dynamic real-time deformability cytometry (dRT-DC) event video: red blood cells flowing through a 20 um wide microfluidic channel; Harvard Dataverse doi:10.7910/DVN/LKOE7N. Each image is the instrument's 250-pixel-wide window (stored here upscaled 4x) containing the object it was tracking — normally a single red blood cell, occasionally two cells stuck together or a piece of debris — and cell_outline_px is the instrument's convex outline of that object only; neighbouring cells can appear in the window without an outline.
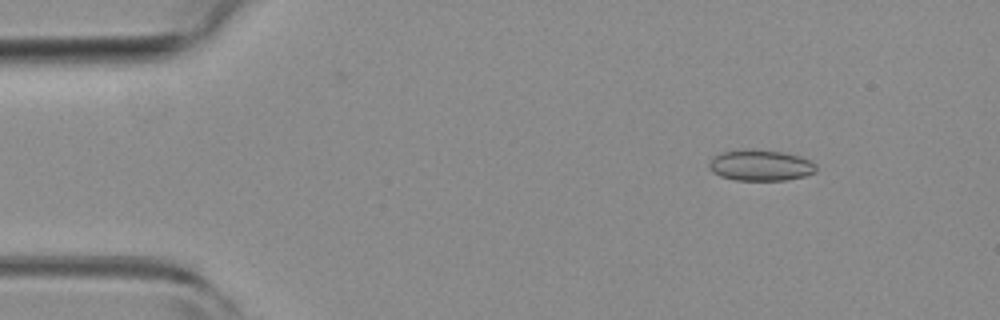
{"species": "common noctule bat (a hibernating species)", "species_latin": "Nyctalus noctula", "temperature_condition": "room temperature", "stored_images_in_passage": 7, "camera_frame_rate_fps": 3000, "um_per_image_px": 0.085, "animal": {"sex": "female", "body_mass_g": 19.3, "forearm_length_mm": 54.1}, "frame": {"image": 1, "passage_image": 2, "time_ms": 0.333, "image_size_px": [1000, 320], "cell_outline_px": [[816, 172], [804, 176], [788, 180], [736, 180], [720, 176], [712, 172], [708, 168], [708, 164], [712, 156], [720, 152], [744, 148], [756, 148], [784, 152], [800, 156], [812, 160], [816, 164]], "centroid_in_image_um": [64.62, 14.02], "position_along_channel_um": 20.4, "area_um2": 19.94}}
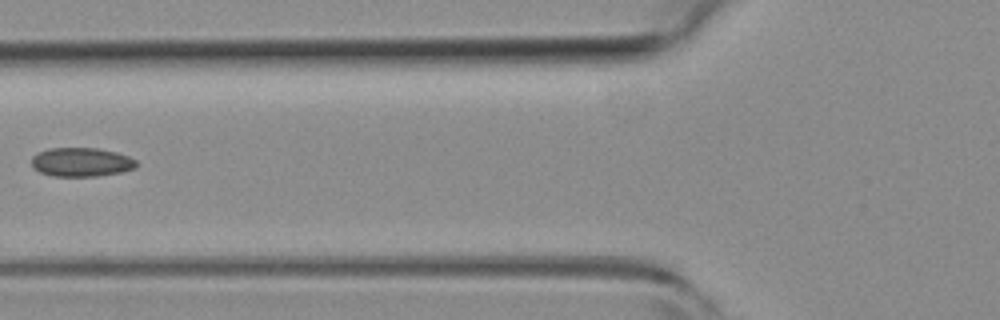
{"frame": {"image": 2, "passage_image": 6, "time_ms": 1.667, "image_size_px": [1000, 320], "cell_outline_px": [[136, 168], [120, 172], [100, 176], [52, 176], [40, 172], [32, 168], [32, 156], [36, 152], [48, 148], [96, 148], [116, 152], [128, 156], [136, 160]], "centroid_in_image_um": [6.88, 13.78], "position_along_channel_um": 118.9, "area_um2": 17.8}}
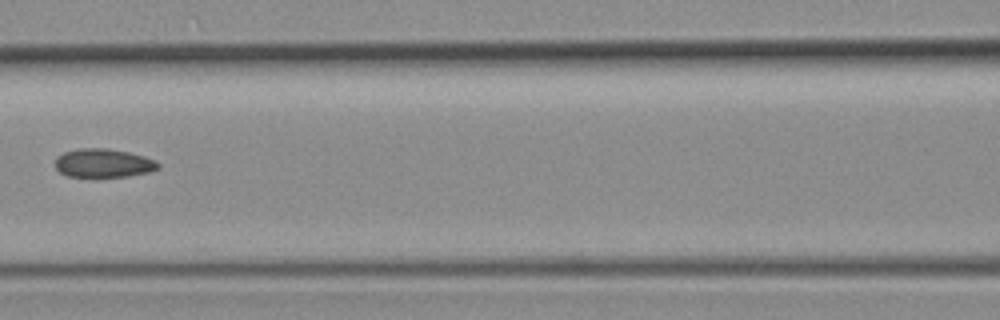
{"frame": {"image": 3, "passage_image": 7, "time_ms": 2.0, "image_size_px": [1000, 320], "cell_outline_px": [[160, 168], [148, 172], [128, 176], [68, 176], [60, 172], [56, 168], [56, 156], [64, 152], [80, 148], [108, 148], [128, 152], [144, 156], [156, 160], [160, 164]], "centroid_in_image_um": [8.81, 13.85], "position_along_channel_um": 157.8, "area_um2": 17.11}}